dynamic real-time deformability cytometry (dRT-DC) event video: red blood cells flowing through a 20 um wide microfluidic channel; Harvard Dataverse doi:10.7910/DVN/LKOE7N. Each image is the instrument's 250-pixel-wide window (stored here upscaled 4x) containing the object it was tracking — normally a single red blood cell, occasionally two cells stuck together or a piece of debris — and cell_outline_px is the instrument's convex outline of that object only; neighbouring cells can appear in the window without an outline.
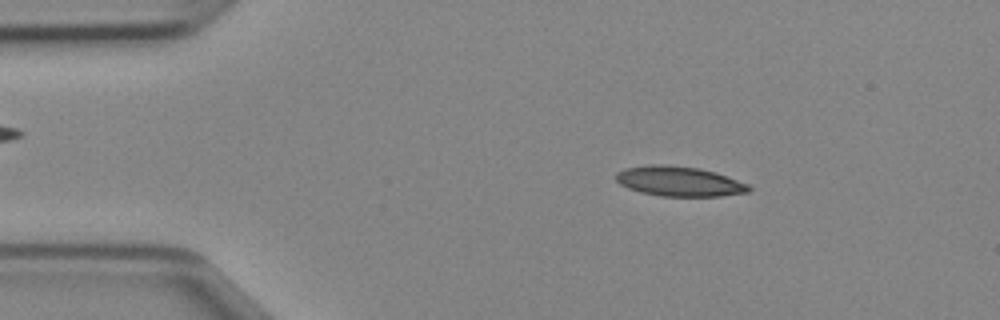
{"species": "Egyptian fruit bat (a non-hibernating species)", "species_latin": "Rousettus aegyptiacus", "temperature_condition": "cold", "stored_images_in_passage": 46, "camera_frame_rate_fps": 3000, "um_per_image_px": 0.085, "animal": {"sex": "female"}, "frame": {"image": 1, "passage_image": 7, "time_ms": 2.0, "image_size_px": [1000, 320], "cell_outline_px": [[752, 188], [748, 192], [720, 196], [660, 196], [640, 192], [628, 188], [620, 184], [616, 180], [616, 172], [624, 168], [648, 164], [664, 164], [700, 168], [716, 172], [748, 184]], "centroid_in_image_um": [57.71, 15.4], "position_along_channel_um": 27.3, "area_um2": 23.29}}
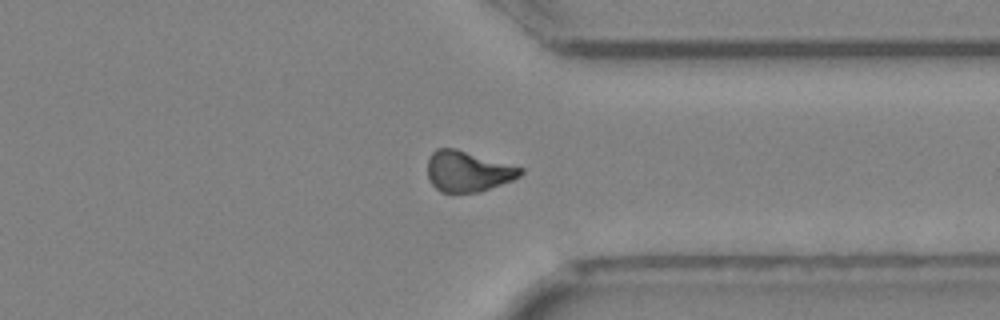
{"frame": {"image": 2, "passage_image": 35, "time_ms": 11.333, "image_size_px": [1000, 320], "cell_outline_px": [[524, 172], [520, 176], [512, 180], [480, 192], [440, 192], [432, 184], [428, 176], [428, 160], [432, 152], [436, 148], [456, 148], [524, 168]], "centroid_in_image_um": [39.78, 14.55], "position_along_channel_um": 371.6, "area_um2": 22.02}}
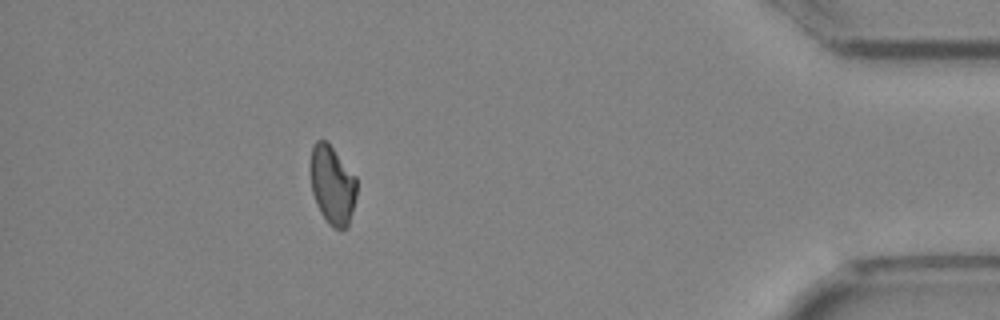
{"frame": {"image": 3, "passage_image": 41, "time_ms": 13.333, "image_size_px": [1000, 320], "cell_outline_px": [[356, 196], [348, 228], [332, 228], [328, 224], [320, 212], [316, 204], [312, 192], [308, 168], [312, 144], [316, 140], [324, 140], [332, 148], [356, 176]], "centroid_in_image_um": [28.21, 15.72], "position_along_channel_um": 407.0, "area_um2": 21.56}}